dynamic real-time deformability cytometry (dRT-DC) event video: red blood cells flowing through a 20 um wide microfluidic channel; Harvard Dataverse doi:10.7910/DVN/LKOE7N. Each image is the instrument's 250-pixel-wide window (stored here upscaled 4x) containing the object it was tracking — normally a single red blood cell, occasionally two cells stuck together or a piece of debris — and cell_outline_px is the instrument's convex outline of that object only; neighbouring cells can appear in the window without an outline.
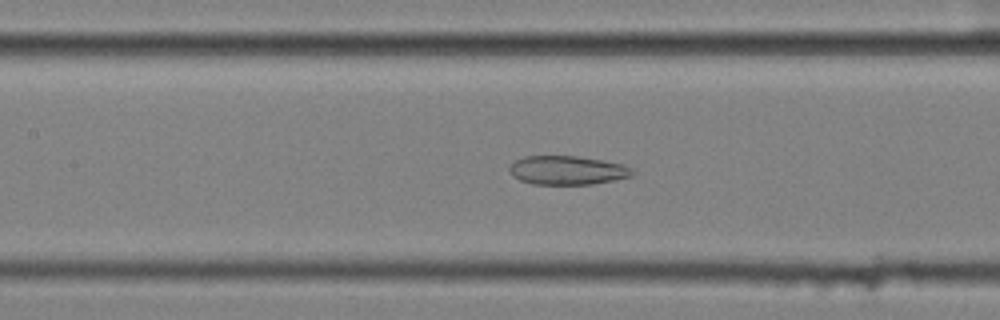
{"species": "common noctule bat (a hibernating species)", "species_latin": "Nyctalus noctula", "temperature_condition": "cold", "stored_images_in_passage": 57, "camera_frame_rate_fps": 3000, "um_per_image_px": 0.085, "animal": {"sex": "female", "body_mass_g": 25.1}, "frame": {"image": 1, "passage_image": 27, "time_ms": 8.667, "image_size_px": [1000, 320], "cell_outline_px": [[636, 172], [632, 176], [592, 184], [532, 184], [520, 180], [512, 176], [508, 168], [516, 160], [524, 156], [576, 156], [624, 164], [632, 168]], "centroid_in_image_um": [48.23, 14.47], "position_along_channel_um": 159.2, "area_um2": 20.63}}
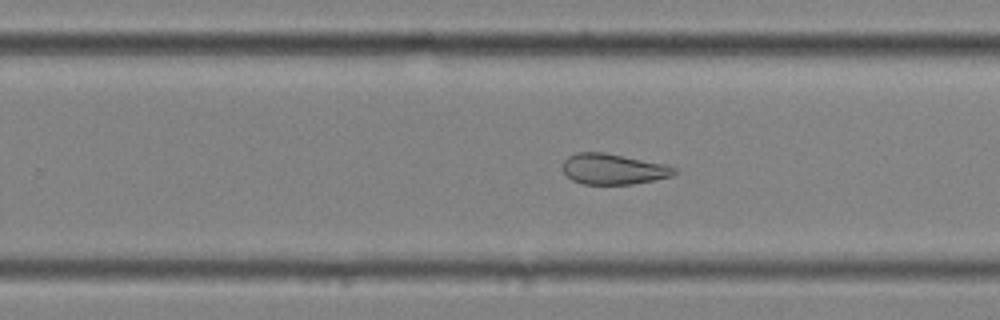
{"frame": {"image": 2, "passage_image": 37, "time_ms": 12.0, "image_size_px": [1000, 320], "cell_outline_px": [[676, 172], [672, 176], [632, 184], [584, 184], [572, 180], [564, 172], [564, 160], [568, 156], [576, 152], [604, 152], [664, 164], [676, 168]], "centroid_in_image_um": [52.11, 14.36], "position_along_channel_um": 277.7, "area_um2": 19.71}}
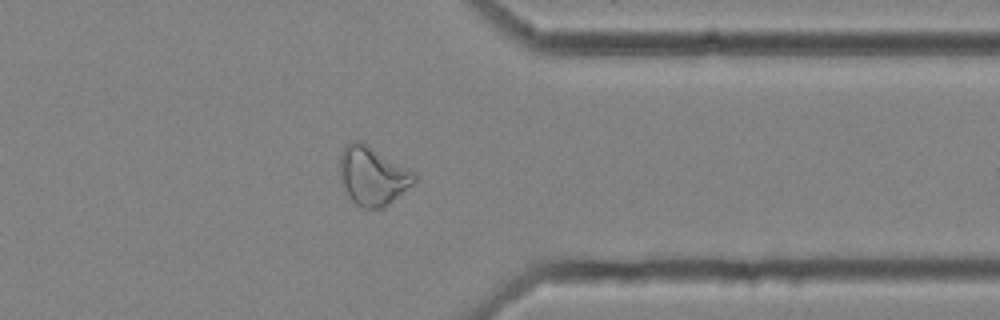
{"frame": {"image": 3, "passage_image": 46, "time_ms": 15.0, "image_size_px": [1000, 320], "cell_outline_px": [[416, 180], [412, 184], [384, 208], [360, 208], [352, 200], [340, 180], [340, 156], [344, 148], [352, 140], [360, 140], [368, 144], [416, 172]], "centroid_in_image_um": [31.68, 14.93], "position_along_channel_um": 379.7, "area_um2": 25.43}, "authors_computed_cell_mechanics": {"area_um2": 28.0908, "velocity_mm_per_s": 3.5638, "shape_relaxation_time_tau1_ms": null, "shape_relaxation_time_tau2_ms": 3.6725, "deformation_change_tau1": null, "deformation_change_tau2": 0.1195}}